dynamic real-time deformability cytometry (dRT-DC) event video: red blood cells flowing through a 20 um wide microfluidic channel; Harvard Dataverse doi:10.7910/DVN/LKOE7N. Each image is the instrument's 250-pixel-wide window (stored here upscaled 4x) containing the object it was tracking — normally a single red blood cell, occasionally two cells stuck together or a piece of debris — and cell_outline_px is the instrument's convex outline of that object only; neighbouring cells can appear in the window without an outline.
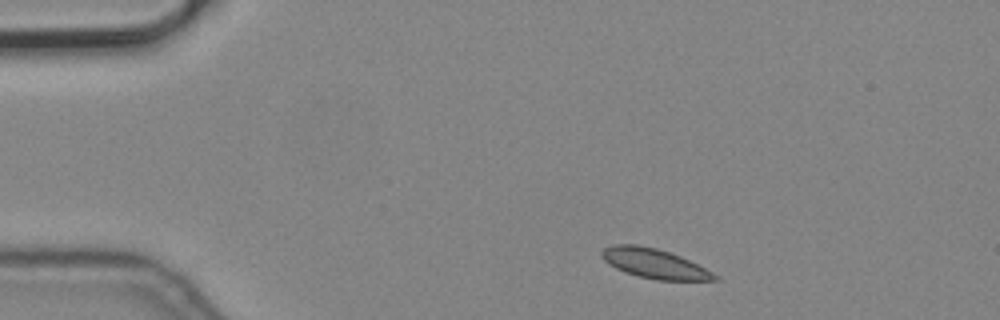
{"species": "common noctule bat (a hibernating species)", "species_latin": "Nyctalus noctula", "temperature_condition": "cold", "stored_images_in_passage": 4, "camera_frame_rate_fps": 3000, "um_per_image_px": 0.085, "animal": {"sex": "male", "body_mass_g": 19.2, "forearm_length_mm": 51.8}, "frame": {"image": 1, "passage_image": 4, "time_ms": 1.0, "image_size_px": [1000, 320], "cell_outline_px": [[720, 280], [656, 280], [636, 276], [624, 272], [608, 264], [600, 256], [600, 252], [604, 248], [612, 244], [636, 244], [656, 248], [680, 256], [720, 276]], "centroid_in_image_um": [55.58, 22.4], "position_along_channel_um": 29.4, "area_um2": 19.54}}